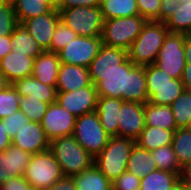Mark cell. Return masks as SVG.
Segmentation results:
<instances>
[{
    "label": "cell",
    "mask_w": 191,
    "mask_h": 190,
    "mask_svg": "<svg viewBox=\"0 0 191 190\" xmlns=\"http://www.w3.org/2000/svg\"><path fill=\"white\" fill-rule=\"evenodd\" d=\"M18 24L12 2L0 5V36L11 35Z\"/></svg>",
    "instance_id": "f35d334b"
},
{
    "label": "cell",
    "mask_w": 191,
    "mask_h": 190,
    "mask_svg": "<svg viewBox=\"0 0 191 190\" xmlns=\"http://www.w3.org/2000/svg\"><path fill=\"white\" fill-rule=\"evenodd\" d=\"M156 169L157 166L150 151L141 148L135 143L127 161L126 171L132 173L137 178H141L150 172H154Z\"/></svg>",
    "instance_id": "484cf974"
},
{
    "label": "cell",
    "mask_w": 191,
    "mask_h": 190,
    "mask_svg": "<svg viewBox=\"0 0 191 190\" xmlns=\"http://www.w3.org/2000/svg\"><path fill=\"white\" fill-rule=\"evenodd\" d=\"M171 145L181 167L191 162V128H177Z\"/></svg>",
    "instance_id": "1f68e13d"
},
{
    "label": "cell",
    "mask_w": 191,
    "mask_h": 190,
    "mask_svg": "<svg viewBox=\"0 0 191 190\" xmlns=\"http://www.w3.org/2000/svg\"><path fill=\"white\" fill-rule=\"evenodd\" d=\"M6 128L0 119V151H5L7 147L12 145V139L8 136Z\"/></svg>",
    "instance_id": "681fc988"
},
{
    "label": "cell",
    "mask_w": 191,
    "mask_h": 190,
    "mask_svg": "<svg viewBox=\"0 0 191 190\" xmlns=\"http://www.w3.org/2000/svg\"><path fill=\"white\" fill-rule=\"evenodd\" d=\"M49 149L60 165L64 176L80 174L94 164V158L74 138L73 135L55 138Z\"/></svg>",
    "instance_id": "3957f363"
},
{
    "label": "cell",
    "mask_w": 191,
    "mask_h": 190,
    "mask_svg": "<svg viewBox=\"0 0 191 190\" xmlns=\"http://www.w3.org/2000/svg\"><path fill=\"white\" fill-rule=\"evenodd\" d=\"M11 41L13 51L25 54L28 57L36 58L43 52L37 41L21 24H18L11 34Z\"/></svg>",
    "instance_id": "f1b7e54d"
},
{
    "label": "cell",
    "mask_w": 191,
    "mask_h": 190,
    "mask_svg": "<svg viewBox=\"0 0 191 190\" xmlns=\"http://www.w3.org/2000/svg\"><path fill=\"white\" fill-rule=\"evenodd\" d=\"M61 21L70 27L78 36L98 37L102 34L104 19L101 7H73L58 9Z\"/></svg>",
    "instance_id": "9c48e42d"
},
{
    "label": "cell",
    "mask_w": 191,
    "mask_h": 190,
    "mask_svg": "<svg viewBox=\"0 0 191 190\" xmlns=\"http://www.w3.org/2000/svg\"><path fill=\"white\" fill-rule=\"evenodd\" d=\"M170 106L177 128L189 127L191 121V91L185 89Z\"/></svg>",
    "instance_id": "836d02e7"
},
{
    "label": "cell",
    "mask_w": 191,
    "mask_h": 190,
    "mask_svg": "<svg viewBox=\"0 0 191 190\" xmlns=\"http://www.w3.org/2000/svg\"><path fill=\"white\" fill-rule=\"evenodd\" d=\"M173 130H166L160 127L145 126L135 143L148 151L170 145L173 140Z\"/></svg>",
    "instance_id": "4316f807"
},
{
    "label": "cell",
    "mask_w": 191,
    "mask_h": 190,
    "mask_svg": "<svg viewBox=\"0 0 191 190\" xmlns=\"http://www.w3.org/2000/svg\"><path fill=\"white\" fill-rule=\"evenodd\" d=\"M91 83L87 67L61 63L56 82L57 92L78 90Z\"/></svg>",
    "instance_id": "ac0fdd59"
},
{
    "label": "cell",
    "mask_w": 191,
    "mask_h": 190,
    "mask_svg": "<svg viewBox=\"0 0 191 190\" xmlns=\"http://www.w3.org/2000/svg\"><path fill=\"white\" fill-rule=\"evenodd\" d=\"M102 45L101 36H77L58 52L59 60L64 64L79 65L88 68L91 61L98 55Z\"/></svg>",
    "instance_id": "8fae6325"
},
{
    "label": "cell",
    "mask_w": 191,
    "mask_h": 190,
    "mask_svg": "<svg viewBox=\"0 0 191 190\" xmlns=\"http://www.w3.org/2000/svg\"><path fill=\"white\" fill-rule=\"evenodd\" d=\"M20 97L41 99L42 102L51 104L56 102L57 89L54 86L43 84L32 75L14 81L11 84Z\"/></svg>",
    "instance_id": "ffe728a7"
},
{
    "label": "cell",
    "mask_w": 191,
    "mask_h": 190,
    "mask_svg": "<svg viewBox=\"0 0 191 190\" xmlns=\"http://www.w3.org/2000/svg\"><path fill=\"white\" fill-rule=\"evenodd\" d=\"M184 50L186 57V65H191V37L187 35L184 41Z\"/></svg>",
    "instance_id": "816d5d0a"
},
{
    "label": "cell",
    "mask_w": 191,
    "mask_h": 190,
    "mask_svg": "<svg viewBox=\"0 0 191 190\" xmlns=\"http://www.w3.org/2000/svg\"><path fill=\"white\" fill-rule=\"evenodd\" d=\"M187 36L191 37V30L189 31V33L187 34Z\"/></svg>",
    "instance_id": "6f0895ef"
},
{
    "label": "cell",
    "mask_w": 191,
    "mask_h": 190,
    "mask_svg": "<svg viewBox=\"0 0 191 190\" xmlns=\"http://www.w3.org/2000/svg\"><path fill=\"white\" fill-rule=\"evenodd\" d=\"M20 96L12 85L0 92V119L19 110Z\"/></svg>",
    "instance_id": "8d00e7d4"
},
{
    "label": "cell",
    "mask_w": 191,
    "mask_h": 190,
    "mask_svg": "<svg viewBox=\"0 0 191 190\" xmlns=\"http://www.w3.org/2000/svg\"><path fill=\"white\" fill-rule=\"evenodd\" d=\"M128 58V51L102 45L98 55L88 66L89 72H110L117 68Z\"/></svg>",
    "instance_id": "603a6c76"
},
{
    "label": "cell",
    "mask_w": 191,
    "mask_h": 190,
    "mask_svg": "<svg viewBox=\"0 0 191 190\" xmlns=\"http://www.w3.org/2000/svg\"><path fill=\"white\" fill-rule=\"evenodd\" d=\"M139 16L146 21H159L161 0H136Z\"/></svg>",
    "instance_id": "60d3db41"
},
{
    "label": "cell",
    "mask_w": 191,
    "mask_h": 190,
    "mask_svg": "<svg viewBox=\"0 0 191 190\" xmlns=\"http://www.w3.org/2000/svg\"><path fill=\"white\" fill-rule=\"evenodd\" d=\"M146 126L160 127L166 130L177 129L171 106L145 103Z\"/></svg>",
    "instance_id": "d4e9b609"
},
{
    "label": "cell",
    "mask_w": 191,
    "mask_h": 190,
    "mask_svg": "<svg viewBox=\"0 0 191 190\" xmlns=\"http://www.w3.org/2000/svg\"><path fill=\"white\" fill-rule=\"evenodd\" d=\"M100 5V0H62L57 9H69L73 7H96Z\"/></svg>",
    "instance_id": "ee69618b"
},
{
    "label": "cell",
    "mask_w": 191,
    "mask_h": 190,
    "mask_svg": "<svg viewBox=\"0 0 191 190\" xmlns=\"http://www.w3.org/2000/svg\"><path fill=\"white\" fill-rule=\"evenodd\" d=\"M146 20L139 15L104 20L101 39L105 46L129 50Z\"/></svg>",
    "instance_id": "8992f818"
},
{
    "label": "cell",
    "mask_w": 191,
    "mask_h": 190,
    "mask_svg": "<svg viewBox=\"0 0 191 190\" xmlns=\"http://www.w3.org/2000/svg\"><path fill=\"white\" fill-rule=\"evenodd\" d=\"M7 1L6 0H0V5L6 3Z\"/></svg>",
    "instance_id": "9f6ffc18"
},
{
    "label": "cell",
    "mask_w": 191,
    "mask_h": 190,
    "mask_svg": "<svg viewBox=\"0 0 191 190\" xmlns=\"http://www.w3.org/2000/svg\"><path fill=\"white\" fill-rule=\"evenodd\" d=\"M11 35L0 36V60L12 51Z\"/></svg>",
    "instance_id": "c3c4849f"
},
{
    "label": "cell",
    "mask_w": 191,
    "mask_h": 190,
    "mask_svg": "<svg viewBox=\"0 0 191 190\" xmlns=\"http://www.w3.org/2000/svg\"><path fill=\"white\" fill-rule=\"evenodd\" d=\"M124 102L122 99L108 97H98L97 99L95 112L100 118L102 127L110 136H118V116Z\"/></svg>",
    "instance_id": "7402d4cb"
},
{
    "label": "cell",
    "mask_w": 191,
    "mask_h": 190,
    "mask_svg": "<svg viewBox=\"0 0 191 190\" xmlns=\"http://www.w3.org/2000/svg\"><path fill=\"white\" fill-rule=\"evenodd\" d=\"M8 178H10L9 153L5 150L0 151V183Z\"/></svg>",
    "instance_id": "f6af8a7d"
},
{
    "label": "cell",
    "mask_w": 191,
    "mask_h": 190,
    "mask_svg": "<svg viewBox=\"0 0 191 190\" xmlns=\"http://www.w3.org/2000/svg\"><path fill=\"white\" fill-rule=\"evenodd\" d=\"M61 20L57 8L48 13L24 20L21 25L33 36L42 51H51L52 37Z\"/></svg>",
    "instance_id": "9a60e30c"
},
{
    "label": "cell",
    "mask_w": 191,
    "mask_h": 190,
    "mask_svg": "<svg viewBox=\"0 0 191 190\" xmlns=\"http://www.w3.org/2000/svg\"><path fill=\"white\" fill-rule=\"evenodd\" d=\"M12 145L33 155L49 149L50 140L40 123L30 121L16 132L12 138Z\"/></svg>",
    "instance_id": "e0dca14e"
},
{
    "label": "cell",
    "mask_w": 191,
    "mask_h": 190,
    "mask_svg": "<svg viewBox=\"0 0 191 190\" xmlns=\"http://www.w3.org/2000/svg\"><path fill=\"white\" fill-rule=\"evenodd\" d=\"M145 104L125 101L118 116V136L136 140L145 128Z\"/></svg>",
    "instance_id": "2e32d148"
},
{
    "label": "cell",
    "mask_w": 191,
    "mask_h": 190,
    "mask_svg": "<svg viewBox=\"0 0 191 190\" xmlns=\"http://www.w3.org/2000/svg\"><path fill=\"white\" fill-rule=\"evenodd\" d=\"M11 83L8 79L0 72V92L9 87Z\"/></svg>",
    "instance_id": "f5cc1de1"
},
{
    "label": "cell",
    "mask_w": 191,
    "mask_h": 190,
    "mask_svg": "<svg viewBox=\"0 0 191 190\" xmlns=\"http://www.w3.org/2000/svg\"><path fill=\"white\" fill-rule=\"evenodd\" d=\"M35 58L11 51L0 60V72L12 84L14 81L32 75Z\"/></svg>",
    "instance_id": "d6986e66"
},
{
    "label": "cell",
    "mask_w": 191,
    "mask_h": 190,
    "mask_svg": "<svg viewBox=\"0 0 191 190\" xmlns=\"http://www.w3.org/2000/svg\"><path fill=\"white\" fill-rule=\"evenodd\" d=\"M2 122L7 130L8 136L12 139L16 135V132L28 124L30 120L22 111L18 110L3 118Z\"/></svg>",
    "instance_id": "ab89813d"
},
{
    "label": "cell",
    "mask_w": 191,
    "mask_h": 190,
    "mask_svg": "<svg viewBox=\"0 0 191 190\" xmlns=\"http://www.w3.org/2000/svg\"><path fill=\"white\" fill-rule=\"evenodd\" d=\"M75 122L76 117L55 102L49 104L40 124L47 138L52 141L55 138L73 135Z\"/></svg>",
    "instance_id": "5bb4252c"
},
{
    "label": "cell",
    "mask_w": 191,
    "mask_h": 190,
    "mask_svg": "<svg viewBox=\"0 0 191 190\" xmlns=\"http://www.w3.org/2000/svg\"><path fill=\"white\" fill-rule=\"evenodd\" d=\"M151 156L159 170H165L180 175L181 166L179 165L172 145H166L150 151Z\"/></svg>",
    "instance_id": "d6a6232c"
},
{
    "label": "cell",
    "mask_w": 191,
    "mask_h": 190,
    "mask_svg": "<svg viewBox=\"0 0 191 190\" xmlns=\"http://www.w3.org/2000/svg\"><path fill=\"white\" fill-rule=\"evenodd\" d=\"M52 8H57L62 0H45Z\"/></svg>",
    "instance_id": "db71d44e"
},
{
    "label": "cell",
    "mask_w": 191,
    "mask_h": 190,
    "mask_svg": "<svg viewBox=\"0 0 191 190\" xmlns=\"http://www.w3.org/2000/svg\"><path fill=\"white\" fill-rule=\"evenodd\" d=\"M77 36L76 32L60 20L52 37L51 52L58 53Z\"/></svg>",
    "instance_id": "74e56055"
},
{
    "label": "cell",
    "mask_w": 191,
    "mask_h": 190,
    "mask_svg": "<svg viewBox=\"0 0 191 190\" xmlns=\"http://www.w3.org/2000/svg\"><path fill=\"white\" fill-rule=\"evenodd\" d=\"M168 33L165 23L146 21L141 33L128 50V58L138 66L154 64Z\"/></svg>",
    "instance_id": "7a4b0ae2"
},
{
    "label": "cell",
    "mask_w": 191,
    "mask_h": 190,
    "mask_svg": "<svg viewBox=\"0 0 191 190\" xmlns=\"http://www.w3.org/2000/svg\"><path fill=\"white\" fill-rule=\"evenodd\" d=\"M181 80L187 90H191V65H186Z\"/></svg>",
    "instance_id": "f907efd6"
},
{
    "label": "cell",
    "mask_w": 191,
    "mask_h": 190,
    "mask_svg": "<svg viewBox=\"0 0 191 190\" xmlns=\"http://www.w3.org/2000/svg\"><path fill=\"white\" fill-rule=\"evenodd\" d=\"M98 97L122 99L145 104L149 97L144 66L127 58L119 68L110 72H89Z\"/></svg>",
    "instance_id": "6da1fadb"
},
{
    "label": "cell",
    "mask_w": 191,
    "mask_h": 190,
    "mask_svg": "<svg viewBox=\"0 0 191 190\" xmlns=\"http://www.w3.org/2000/svg\"><path fill=\"white\" fill-rule=\"evenodd\" d=\"M72 178L76 190H112V182L102 174L95 164Z\"/></svg>",
    "instance_id": "cb8c5ba5"
},
{
    "label": "cell",
    "mask_w": 191,
    "mask_h": 190,
    "mask_svg": "<svg viewBox=\"0 0 191 190\" xmlns=\"http://www.w3.org/2000/svg\"><path fill=\"white\" fill-rule=\"evenodd\" d=\"M11 2L19 24L53 9L45 0H12Z\"/></svg>",
    "instance_id": "4dcf8cb0"
},
{
    "label": "cell",
    "mask_w": 191,
    "mask_h": 190,
    "mask_svg": "<svg viewBox=\"0 0 191 190\" xmlns=\"http://www.w3.org/2000/svg\"><path fill=\"white\" fill-rule=\"evenodd\" d=\"M185 33L169 32L154 63L174 79H181L186 66Z\"/></svg>",
    "instance_id": "30bf717a"
},
{
    "label": "cell",
    "mask_w": 191,
    "mask_h": 190,
    "mask_svg": "<svg viewBox=\"0 0 191 190\" xmlns=\"http://www.w3.org/2000/svg\"><path fill=\"white\" fill-rule=\"evenodd\" d=\"M0 190H33V188L23 176H17L0 183Z\"/></svg>",
    "instance_id": "7bdbcfd3"
},
{
    "label": "cell",
    "mask_w": 191,
    "mask_h": 190,
    "mask_svg": "<svg viewBox=\"0 0 191 190\" xmlns=\"http://www.w3.org/2000/svg\"><path fill=\"white\" fill-rule=\"evenodd\" d=\"M104 20L139 15L136 0H100Z\"/></svg>",
    "instance_id": "f546056e"
},
{
    "label": "cell",
    "mask_w": 191,
    "mask_h": 190,
    "mask_svg": "<svg viewBox=\"0 0 191 190\" xmlns=\"http://www.w3.org/2000/svg\"><path fill=\"white\" fill-rule=\"evenodd\" d=\"M179 183L176 173L156 169L141 177L139 190H173Z\"/></svg>",
    "instance_id": "83f0119b"
},
{
    "label": "cell",
    "mask_w": 191,
    "mask_h": 190,
    "mask_svg": "<svg viewBox=\"0 0 191 190\" xmlns=\"http://www.w3.org/2000/svg\"><path fill=\"white\" fill-rule=\"evenodd\" d=\"M73 136L93 157L107 146L111 137L102 127L96 112L76 118Z\"/></svg>",
    "instance_id": "ba28073f"
},
{
    "label": "cell",
    "mask_w": 191,
    "mask_h": 190,
    "mask_svg": "<svg viewBox=\"0 0 191 190\" xmlns=\"http://www.w3.org/2000/svg\"><path fill=\"white\" fill-rule=\"evenodd\" d=\"M46 190H76V186L72 177L63 176Z\"/></svg>",
    "instance_id": "bcb514c9"
},
{
    "label": "cell",
    "mask_w": 191,
    "mask_h": 190,
    "mask_svg": "<svg viewBox=\"0 0 191 190\" xmlns=\"http://www.w3.org/2000/svg\"><path fill=\"white\" fill-rule=\"evenodd\" d=\"M6 151L9 153L10 178L23 176L32 155L14 145L7 147Z\"/></svg>",
    "instance_id": "e575fe53"
},
{
    "label": "cell",
    "mask_w": 191,
    "mask_h": 190,
    "mask_svg": "<svg viewBox=\"0 0 191 190\" xmlns=\"http://www.w3.org/2000/svg\"><path fill=\"white\" fill-rule=\"evenodd\" d=\"M141 178L125 171L112 182V190H139Z\"/></svg>",
    "instance_id": "b9f144b4"
},
{
    "label": "cell",
    "mask_w": 191,
    "mask_h": 190,
    "mask_svg": "<svg viewBox=\"0 0 191 190\" xmlns=\"http://www.w3.org/2000/svg\"><path fill=\"white\" fill-rule=\"evenodd\" d=\"M134 144L131 138L111 136L107 146L94 158V164L113 182L126 171Z\"/></svg>",
    "instance_id": "277c9868"
},
{
    "label": "cell",
    "mask_w": 191,
    "mask_h": 190,
    "mask_svg": "<svg viewBox=\"0 0 191 190\" xmlns=\"http://www.w3.org/2000/svg\"><path fill=\"white\" fill-rule=\"evenodd\" d=\"M49 104L42 102L41 99L20 97L19 110L22 111L30 121L40 123L45 115Z\"/></svg>",
    "instance_id": "d590c367"
},
{
    "label": "cell",
    "mask_w": 191,
    "mask_h": 190,
    "mask_svg": "<svg viewBox=\"0 0 191 190\" xmlns=\"http://www.w3.org/2000/svg\"><path fill=\"white\" fill-rule=\"evenodd\" d=\"M144 68L149 103L170 106L185 90L181 79H174L155 64Z\"/></svg>",
    "instance_id": "5b68a950"
},
{
    "label": "cell",
    "mask_w": 191,
    "mask_h": 190,
    "mask_svg": "<svg viewBox=\"0 0 191 190\" xmlns=\"http://www.w3.org/2000/svg\"><path fill=\"white\" fill-rule=\"evenodd\" d=\"M179 181L180 185L191 190V162L181 167Z\"/></svg>",
    "instance_id": "7dc6e473"
},
{
    "label": "cell",
    "mask_w": 191,
    "mask_h": 190,
    "mask_svg": "<svg viewBox=\"0 0 191 190\" xmlns=\"http://www.w3.org/2000/svg\"><path fill=\"white\" fill-rule=\"evenodd\" d=\"M63 176L50 149L33 154L23 175L33 190H46Z\"/></svg>",
    "instance_id": "52a82bcc"
},
{
    "label": "cell",
    "mask_w": 191,
    "mask_h": 190,
    "mask_svg": "<svg viewBox=\"0 0 191 190\" xmlns=\"http://www.w3.org/2000/svg\"><path fill=\"white\" fill-rule=\"evenodd\" d=\"M97 99L96 86L91 83L78 90L57 92L56 102L77 118L95 112Z\"/></svg>",
    "instance_id": "4fadbf2b"
},
{
    "label": "cell",
    "mask_w": 191,
    "mask_h": 190,
    "mask_svg": "<svg viewBox=\"0 0 191 190\" xmlns=\"http://www.w3.org/2000/svg\"><path fill=\"white\" fill-rule=\"evenodd\" d=\"M177 190H190V189H187L185 187H183L182 185H180V183L177 185Z\"/></svg>",
    "instance_id": "11a10c76"
},
{
    "label": "cell",
    "mask_w": 191,
    "mask_h": 190,
    "mask_svg": "<svg viewBox=\"0 0 191 190\" xmlns=\"http://www.w3.org/2000/svg\"><path fill=\"white\" fill-rule=\"evenodd\" d=\"M159 22L169 32L188 34L191 30V0H161Z\"/></svg>",
    "instance_id": "7c38bea8"
},
{
    "label": "cell",
    "mask_w": 191,
    "mask_h": 190,
    "mask_svg": "<svg viewBox=\"0 0 191 190\" xmlns=\"http://www.w3.org/2000/svg\"><path fill=\"white\" fill-rule=\"evenodd\" d=\"M60 65L58 53L43 51L35 58L32 76L43 84L56 87Z\"/></svg>",
    "instance_id": "44dd1931"
}]
</instances>
